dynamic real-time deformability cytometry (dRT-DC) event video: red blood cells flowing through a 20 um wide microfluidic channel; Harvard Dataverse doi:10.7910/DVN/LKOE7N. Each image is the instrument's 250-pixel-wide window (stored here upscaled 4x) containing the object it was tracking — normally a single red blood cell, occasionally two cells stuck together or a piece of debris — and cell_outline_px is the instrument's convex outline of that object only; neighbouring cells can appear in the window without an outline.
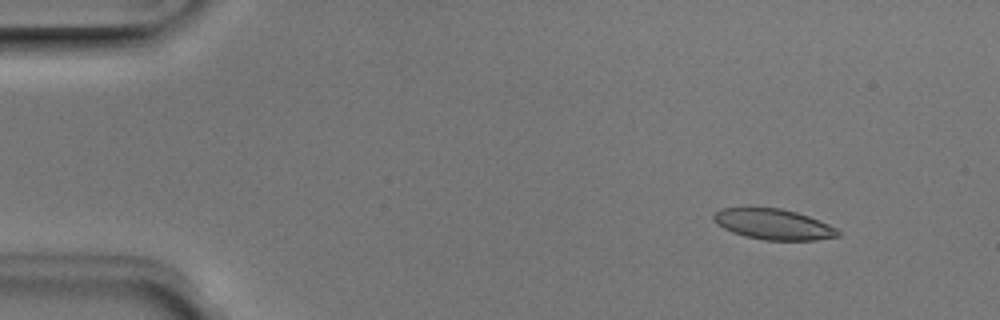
{"species": "Egyptian fruit bat (a non-hibernating species)", "species_latin": "Rousettus aegyptiacus", "temperature_condition": "room temperature", "stored_images_in_passage": 4, "camera_frame_rate_fps": 3000, "um_per_image_px": 0.085, "animal": {"sex": "male"}, "frame": {"image": 1, "passage_image": 2, "time_ms": 0.333, "image_size_px": [1000, 320], "cell_outline_px": [[840, 236], [816, 240], [764, 240], [744, 236], [732, 232], [716, 224], [712, 220], [712, 216], [720, 208], [780, 208], [796, 212], [808, 216], [828, 224], [836, 228], [840, 232]], "centroid_in_image_um": [65.72, 19.07], "position_along_channel_um": 19.3, "area_um2": 22.14}}